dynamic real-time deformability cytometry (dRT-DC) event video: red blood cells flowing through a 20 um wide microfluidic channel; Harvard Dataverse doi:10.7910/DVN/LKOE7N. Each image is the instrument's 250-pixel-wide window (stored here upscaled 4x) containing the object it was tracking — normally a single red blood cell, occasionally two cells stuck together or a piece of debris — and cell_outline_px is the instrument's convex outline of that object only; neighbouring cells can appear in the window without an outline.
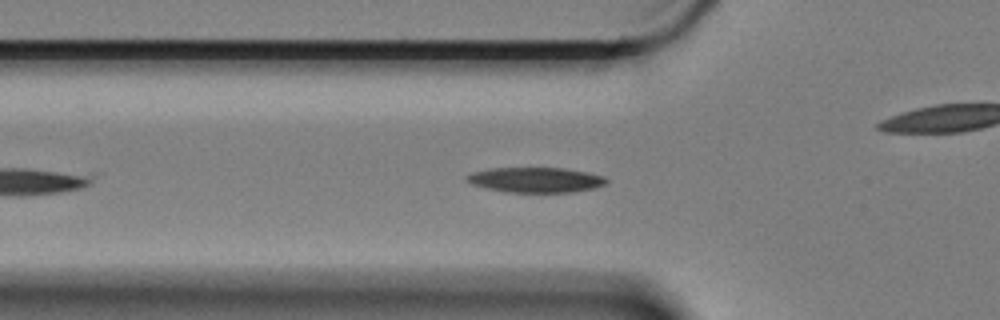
{"species": "Egyptian fruit bat (a non-hibernating species)", "species_latin": "Rousettus aegyptiacus", "temperature_condition": "cold", "stored_images_in_passage": 45, "camera_frame_rate_fps": 3000, "um_per_image_px": 0.085, "animal": {"sex": "female"}, "frame": {"image": 1, "passage_image": 8, "time_ms": 2.333, "image_size_px": [1000, 320], "cell_outline_px": [[608, 180], [604, 184], [592, 188], [572, 192], [504, 192], [472, 184], [464, 180], [464, 176], [472, 172], [488, 168], [564, 168], [604, 176]], "centroid_in_image_um": [45.46, 15.28], "position_along_channel_um": 80.3, "area_um2": 20.35}}
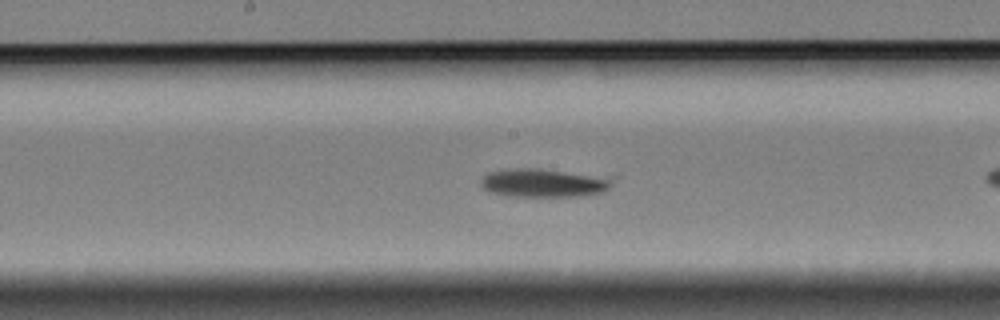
{"frame": {"image": 2, "passage_image": 15, "time_ms": 4.667, "image_size_px": [1000, 320], "cell_outline_px": [[620, 176], [604, 192], [580, 196], [516, 196], [492, 192], [484, 188], [480, 184], [480, 180], [488, 172], [516, 168], [536, 168]], "centroid_in_image_um": [46.39, 15.52], "position_along_channel_um": 201.8, "area_um2": 22.31}}
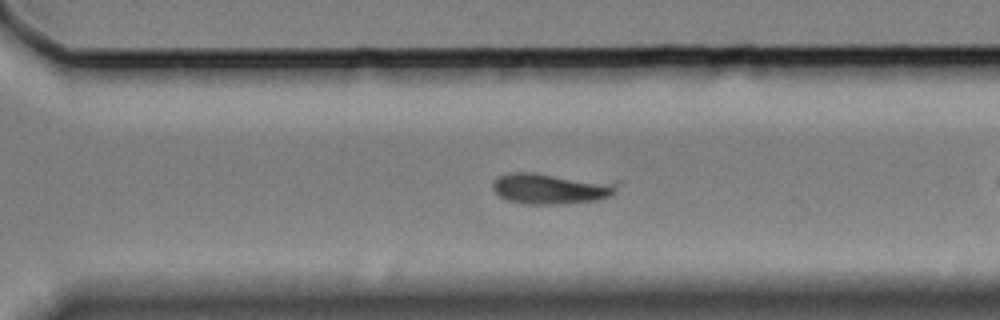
{"frame": {"image": 3, "passage_image": 26, "time_ms": 8.333, "image_size_px": [1000, 320], "cell_outline_px": [[624, 180], [616, 192], [608, 196], [596, 200], [560, 204], [524, 204], [508, 200], [500, 196], [492, 188], [492, 180], [496, 176], [508, 172], [532, 172]], "centroid_in_image_um": [46.95, 15.97], "position_along_channel_um": 323.7, "area_um2": 23.58}, "authors_computed_cell_mechanics": {"area_um2": 20.519, "velocity_mm_per_s": 3.3353, "shape_relaxation_time_tau1_ms": 3.8242, "shape_relaxation_time_tau2_ms": null, "deformation_change_tau1": 0.0702, "deformation_change_tau2": null}}